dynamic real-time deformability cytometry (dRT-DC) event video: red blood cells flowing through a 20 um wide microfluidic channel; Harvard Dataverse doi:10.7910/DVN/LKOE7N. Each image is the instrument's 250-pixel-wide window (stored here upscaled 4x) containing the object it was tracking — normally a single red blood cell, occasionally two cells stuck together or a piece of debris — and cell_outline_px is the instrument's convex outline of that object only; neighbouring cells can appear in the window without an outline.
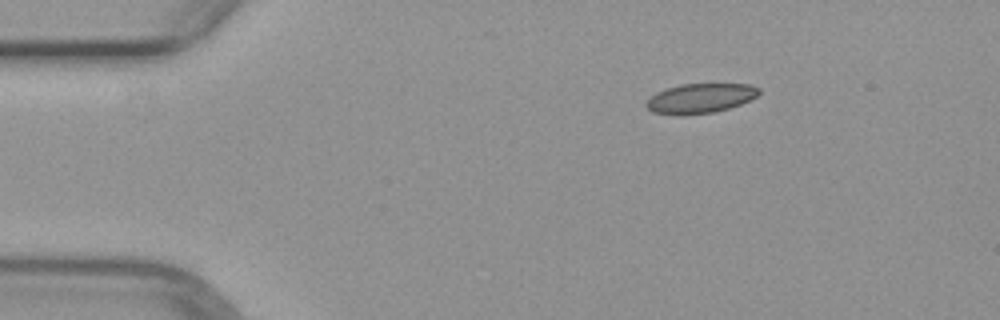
{"species": "common noctule bat (a hibernating species)", "species_latin": "Nyctalus noctula", "temperature_condition": "warm", "stored_images_in_passage": 3, "camera_frame_rate_fps": 3000, "um_per_image_px": 0.085, "animal": {"sex": "female", "body_mass_g": 29.2, "forearm_length_mm": 56.3}, "frame": {"image": 1, "passage_image": 1, "time_ms": 0.0, "image_size_px": [1000, 320], "cell_outline_px": [[760, 92], [756, 96], [740, 104], [728, 108], [712, 112], [680, 116], [676, 116], [652, 112], [644, 104], [656, 92], [680, 84], [752, 84], [760, 88]], "centroid_in_image_um": [59.5, 8.36], "position_along_channel_um": 25.5, "area_um2": 19.48}}
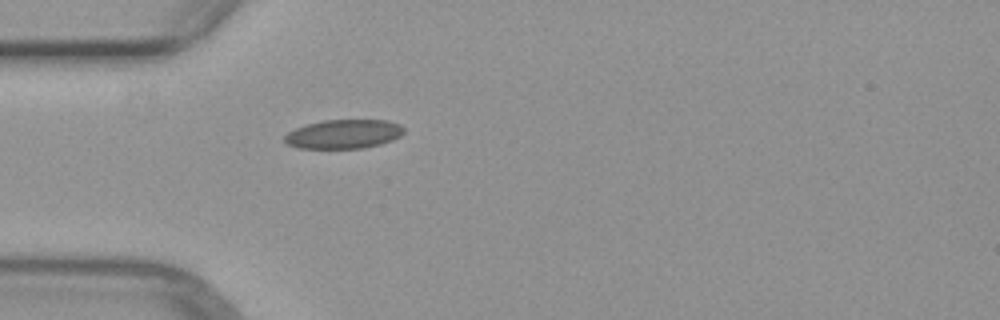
{"frame": {"image": 2, "passage_image": 3, "time_ms": 2.333, "image_size_px": [1000, 320], "cell_outline_px": [[404, 132], [400, 136], [392, 140], [380, 144], [360, 148], [300, 148], [288, 144], [284, 140], [284, 136], [288, 132], [296, 128], [308, 124], [324, 120], [388, 120], [400, 124], [404, 128]], "centroid_in_image_um": [29.23, 11.39], "position_along_channel_um": 55.8, "area_um2": 20.06}}